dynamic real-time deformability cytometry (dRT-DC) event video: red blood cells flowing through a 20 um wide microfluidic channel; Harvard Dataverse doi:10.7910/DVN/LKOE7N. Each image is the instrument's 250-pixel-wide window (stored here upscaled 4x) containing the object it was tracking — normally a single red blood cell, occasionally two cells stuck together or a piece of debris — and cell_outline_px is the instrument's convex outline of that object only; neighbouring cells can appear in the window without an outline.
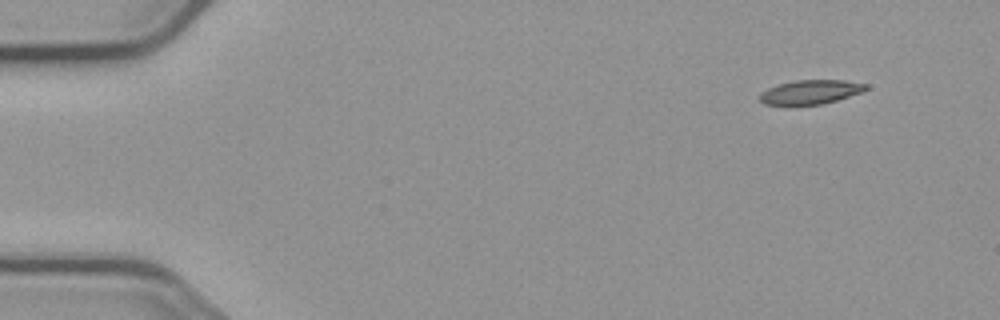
{"species": "common noctule bat (a hibernating species)", "species_latin": "Nyctalus noctula", "temperature_condition": "cold", "stored_images_in_passage": 5, "segment_of_instrument_passage": [2, 2], "camera_frame_rate_fps": 3000, "um_per_image_px": 0.085, "animal": {"sex": "male", "body_mass_g": 23.1, "forearm_length_mm": 52.7}, "frame": {"image": 1, "passage_image": 5, "time_ms": 6.333, "image_size_px": [1000, 320], "cell_outline_px": [[868, 88], [860, 92], [836, 100], [820, 104], [792, 108], [784, 108], [764, 104], [760, 100], [760, 92], [768, 88], [780, 84], [796, 80], [844, 80], [868, 84]], "centroid_in_image_um": [68.79, 7.87], "position_along_channel_um": 16.2, "area_um2": 15.49}}